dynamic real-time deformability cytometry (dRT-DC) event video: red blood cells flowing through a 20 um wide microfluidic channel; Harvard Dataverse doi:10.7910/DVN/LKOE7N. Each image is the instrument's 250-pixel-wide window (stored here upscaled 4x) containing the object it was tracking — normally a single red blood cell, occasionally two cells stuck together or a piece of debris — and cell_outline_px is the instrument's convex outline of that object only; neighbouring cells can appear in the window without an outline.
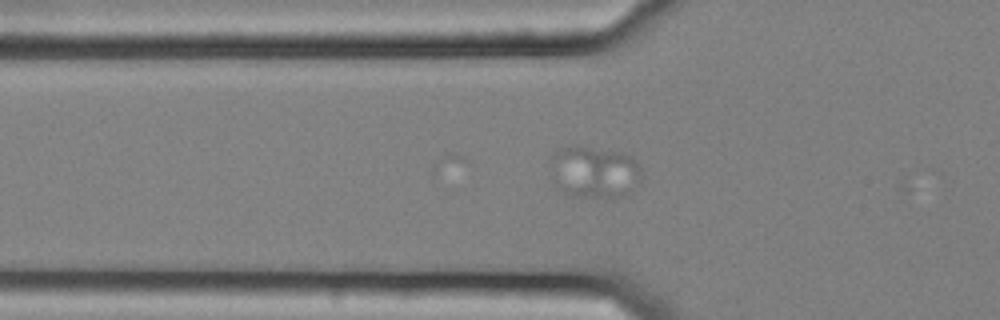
{"species": "common noctule bat (a hibernating species)", "species_latin": "Nyctalus noctula", "temperature_condition": "cold", "stored_images_in_passage": 23, "camera_frame_rate_fps": 3000, "um_per_image_px": 0.085, "animal": {"sex": "female", "body_mass_g": 25.1}, "frame": {"image": 1, "passage_image": 17, "time_ms": 5.333, "image_size_px": [1000, 320], "cell_outline_px": [[640, 180], [620, 196], [572, 196], [564, 192], [552, 184], [552, 156], [560, 148], [572, 144], [620, 152], [632, 156], [640, 168]], "centroid_in_image_um": [50.45, 14.58], "position_along_channel_um": 75.4, "area_um2": 27.17}}
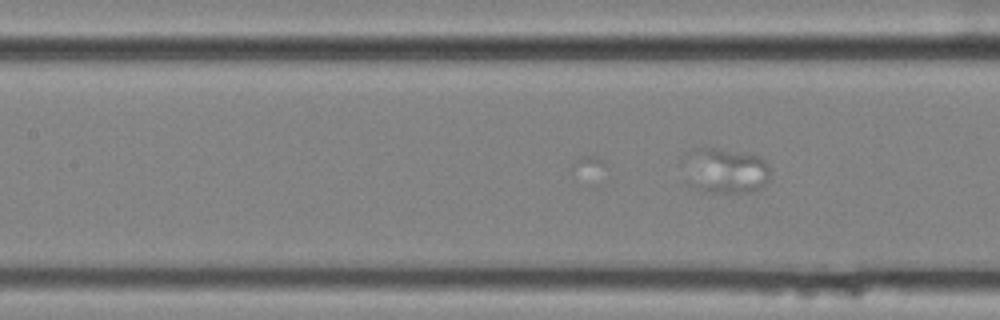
{"frame": {"image": 2, "passage_image": 23, "time_ms": 7.333, "image_size_px": [1000, 320], "cell_outline_px": [[768, 180], [760, 188], [752, 192], [704, 192], [696, 188], [680, 160], [684, 152], [692, 148], [716, 148], [740, 152], [760, 156], [764, 160], [768, 168]], "centroid_in_image_um": [61.6, 14.47], "position_along_channel_um": 145.8, "area_um2": 22.89}}